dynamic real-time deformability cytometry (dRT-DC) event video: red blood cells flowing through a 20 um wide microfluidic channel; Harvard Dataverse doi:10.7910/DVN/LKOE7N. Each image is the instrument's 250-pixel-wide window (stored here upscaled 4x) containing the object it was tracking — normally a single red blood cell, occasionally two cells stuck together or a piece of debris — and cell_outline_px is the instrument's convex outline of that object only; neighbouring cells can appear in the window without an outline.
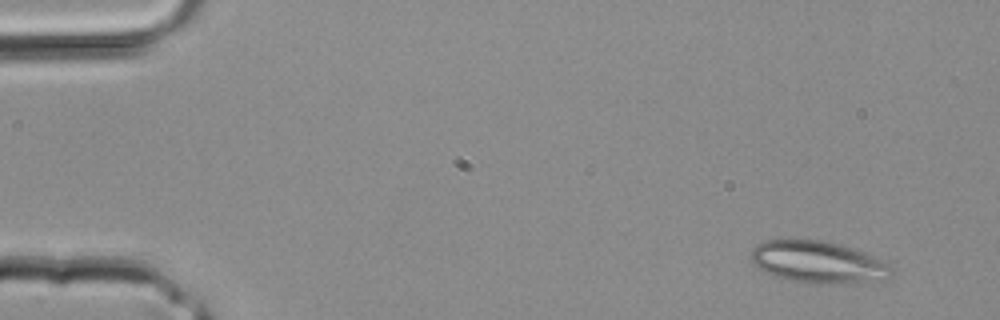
{"species": "common noctule bat (a hibernating species)", "species_latin": "Nyctalus noctula", "temperature_condition": "room temperature", "stored_images_in_passage": 4, "camera_frame_rate_fps": 3000, "um_per_image_px": 0.085, "animal": {"sex": "male", "body_mass_g": 20.4}, "frame": {"image": 1, "passage_image": 1, "time_ms": 0.0, "image_size_px": [1000, 320], "cell_outline_px": [[892, 276], [884, 280], [832, 284], [812, 284], [776, 276], [756, 268], [752, 260], [752, 252], [756, 244], [764, 240], [820, 240], [840, 244], [876, 256], [884, 260], [892, 268]], "centroid_in_image_um": [69.58, 22.28], "position_along_channel_um": 15.4, "area_um2": 34.39}}
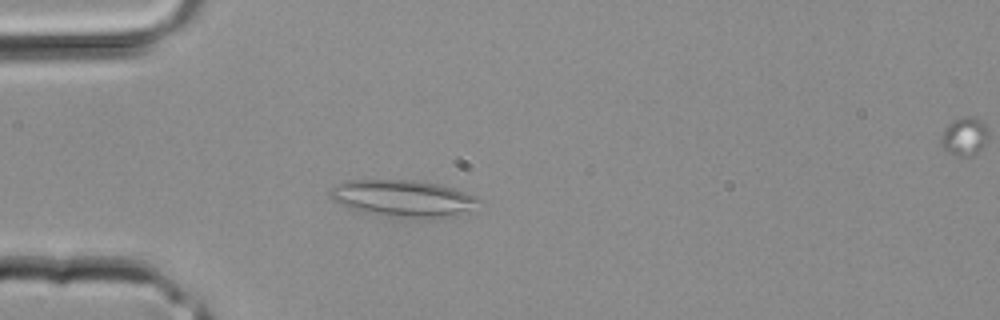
{"frame": {"image": 2, "passage_image": 3, "time_ms": 0.667, "image_size_px": [1000, 320], "cell_outline_px": [[484, 200], [452, 216], [380, 216], [360, 212], [348, 208], [332, 200], [328, 196], [328, 192], [344, 180], [412, 180], [436, 184], [452, 188], [476, 196]], "centroid_in_image_um": [34.13, 16.84], "position_along_channel_um": 50.9, "area_um2": 31.15}}